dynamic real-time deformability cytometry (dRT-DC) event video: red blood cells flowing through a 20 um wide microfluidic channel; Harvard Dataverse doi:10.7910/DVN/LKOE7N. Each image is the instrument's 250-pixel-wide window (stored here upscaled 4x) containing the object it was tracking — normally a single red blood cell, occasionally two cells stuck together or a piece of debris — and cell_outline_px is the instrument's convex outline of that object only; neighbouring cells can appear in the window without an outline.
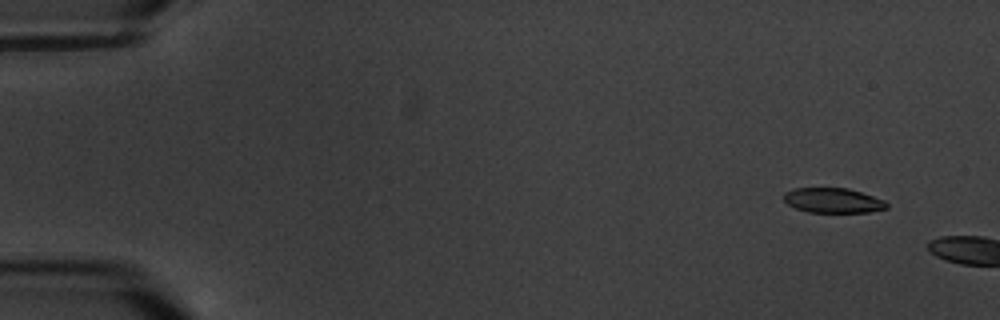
{"species": "common noctule bat (a hibernating species)", "species_latin": "Nyctalus noctula", "temperature_condition": "warm", "stored_images_in_passage": 3, "camera_frame_rate_fps": 3000, "um_per_image_px": 0.085, "animal": {"sex": "male", "body_mass_g": 20.1, "forearm_length_mm": 53.5}, "frame": {"image": 1, "passage_image": 1, "time_ms": 0.0, "image_size_px": [1000, 320], "cell_outline_px": [[888, 208], [868, 212], [808, 212], [796, 208], [788, 204], [784, 200], [784, 192], [792, 188], [848, 188], [884, 200], [888, 204]], "centroid_in_image_um": [70.79, 17.03], "position_along_channel_um": 14.2, "area_um2": 14.85}}